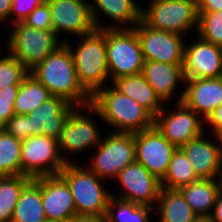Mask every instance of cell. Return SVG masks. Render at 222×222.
<instances>
[{"mask_svg":"<svg viewBox=\"0 0 222 222\" xmlns=\"http://www.w3.org/2000/svg\"><path fill=\"white\" fill-rule=\"evenodd\" d=\"M2 129L21 141L25 140L29 137V131H27V114H15L2 126Z\"/></svg>","mask_w":222,"mask_h":222,"instance_id":"37","label":"cell"},{"mask_svg":"<svg viewBox=\"0 0 222 222\" xmlns=\"http://www.w3.org/2000/svg\"><path fill=\"white\" fill-rule=\"evenodd\" d=\"M20 86L0 90V128L15 115L14 102Z\"/></svg>","mask_w":222,"mask_h":222,"instance_id":"34","label":"cell"},{"mask_svg":"<svg viewBox=\"0 0 222 222\" xmlns=\"http://www.w3.org/2000/svg\"><path fill=\"white\" fill-rule=\"evenodd\" d=\"M213 135L216 142L204 132L180 147L201 179H219L222 174V152Z\"/></svg>","mask_w":222,"mask_h":222,"instance_id":"19","label":"cell"},{"mask_svg":"<svg viewBox=\"0 0 222 222\" xmlns=\"http://www.w3.org/2000/svg\"><path fill=\"white\" fill-rule=\"evenodd\" d=\"M42 202V176L32 179L22 190L11 222H45Z\"/></svg>","mask_w":222,"mask_h":222,"instance_id":"24","label":"cell"},{"mask_svg":"<svg viewBox=\"0 0 222 222\" xmlns=\"http://www.w3.org/2000/svg\"><path fill=\"white\" fill-rule=\"evenodd\" d=\"M68 222H106V218L98 215L75 214Z\"/></svg>","mask_w":222,"mask_h":222,"instance_id":"42","label":"cell"},{"mask_svg":"<svg viewBox=\"0 0 222 222\" xmlns=\"http://www.w3.org/2000/svg\"><path fill=\"white\" fill-rule=\"evenodd\" d=\"M141 21L152 29L185 37L189 31L197 32L198 6L196 0H150L142 7Z\"/></svg>","mask_w":222,"mask_h":222,"instance_id":"6","label":"cell"},{"mask_svg":"<svg viewBox=\"0 0 222 222\" xmlns=\"http://www.w3.org/2000/svg\"><path fill=\"white\" fill-rule=\"evenodd\" d=\"M23 22L33 28L53 29L50 8L46 2L36 7Z\"/></svg>","mask_w":222,"mask_h":222,"instance_id":"35","label":"cell"},{"mask_svg":"<svg viewBox=\"0 0 222 222\" xmlns=\"http://www.w3.org/2000/svg\"><path fill=\"white\" fill-rule=\"evenodd\" d=\"M205 128L210 127L212 134H216L222 129V104L217 107L205 120Z\"/></svg>","mask_w":222,"mask_h":222,"instance_id":"38","label":"cell"},{"mask_svg":"<svg viewBox=\"0 0 222 222\" xmlns=\"http://www.w3.org/2000/svg\"><path fill=\"white\" fill-rule=\"evenodd\" d=\"M194 222H211L209 217H197V219Z\"/></svg>","mask_w":222,"mask_h":222,"instance_id":"44","label":"cell"},{"mask_svg":"<svg viewBox=\"0 0 222 222\" xmlns=\"http://www.w3.org/2000/svg\"><path fill=\"white\" fill-rule=\"evenodd\" d=\"M55 97H61L75 106L91 104V95L80 84L74 60L64 43L44 61L29 71Z\"/></svg>","mask_w":222,"mask_h":222,"instance_id":"2","label":"cell"},{"mask_svg":"<svg viewBox=\"0 0 222 222\" xmlns=\"http://www.w3.org/2000/svg\"><path fill=\"white\" fill-rule=\"evenodd\" d=\"M139 38L144 61L183 64L184 36L155 30L142 21L133 28Z\"/></svg>","mask_w":222,"mask_h":222,"instance_id":"13","label":"cell"},{"mask_svg":"<svg viewBox=\"0 0 222 222\" xmlns=\"http://www.w3.org/2000/svg\"><path fill=\"white\" fill-rule=\"evenodd\" d=\"M196 36L222 47V10L217 12H198Z\"/></svg>","mask_w":222,"mask_h":222,"instance_id":"32","label":"cell"},{"mask_svg":"<svg viewBox=\"0 0 222 222\" xmlns=\"http://www.w3.org/2000/svg\"><path fill=\"white\" fill-rule=\"evenodd\" d=\"M115 179L119 185L121 184V191L116 189L115 194H117H111V196L138 205L156 207L161 183L139 162L134 161L127 165Z\"/></svg>","mask_w":222,"mask_h":222,"instance_id":"12","label":"cell"},{"mask_svg":"<svg viewBox=\"0 0 222 222\" xmlns=\"http://www.w3.org/2000/svg\"><path fill=\"white\" fill-rule=\"evenodd\" d=\"M173 110L165 108L155 116L154 126L177 148L206 132L205 120L182 101L174 103Z\"/></svg>","mask_w":222,"mask_h":222,"instance_id":"11","label":"cell"},{"mask_svg":"<svg viewBox=\"0 0 222 222\" xmlns=\"http://www.w3.org/2000/svg\"><path fill=\"white\" fill-rule=\"evenodd\" d=\"M156 204L157 222H194L198 217L179 190L161 188Z\"/></svg>","mask_w":222,"mask_h":222,"instance_id":"26","label":"cell"},{"mask_svg":"<svg viewBox=\"0 0 222 222\" xmlns=\"http://www.w3.org/2000/svg\"><path fill=\"white\" fill-rule=\"evenodd\" d=\"M42 202L47 221L68 222L77 214L70 187L60 175L42 176Z\"/></svg>","mask_w":222,"mask_h":222,"instance_id":"21","label":"cell"},{"mask_svg":"<svg viewBox=\"0 0 222 222\" xmlns=\"http://www.w3.org/2000/svg\"><path fill=\"white\" fill-rule=\"evenodd\" d=\"M198 37V38H197ZM184 45V79H203L222 77V47L203 40L199 36Z\"/></svg>","mask_w":222,"mask_h":222,"instance_id":"15","label":"cell"},{"mask_svg":"<svg viewBox=\"0 0 222 222\" xmlns=\"http://www.w3.org/2000/svg\"><path fill=\"white\" fill-rule=\"evenodd\" d=\"M45 2L50 8L53 31L59 38L65 33L80 37L95 29L88 0H46Z\"/></svg>","mask_w":222,"mask_h":222,"instance_id":"16","label":"cell"},{"mask_svg":"<svg viewBox=\"0 0 222 222\" xmlns=\"http://www.w3.org/2000/svg\"><path fill=\"white\" fill-rule=\"evenodd\" d=\"M32 180L26 175L0 176V222H11L24 187Z\"/></svg>","mask_w":222,"mask_h":222,"instance_id":"29","label":"cell"},{"mask_svg":"<svg viewBox=\"0 0 222 222\" xmlns=\"http://www.w3.org/2000/svg\"><path fill=\"white\" fill-rule=\"evenodd\" d=\"M92 114H94V107L91 104L76 106L69 114L58 140L59 152L66 163H74V161L78 163L77 157L75 160L72 158V161L71 158L68 159V156L76 153L80 156L82 151L87 152L86 150L90 148H94L95 151L101 143L103 135L100 133L102 129L97 126L98 123Z\"/></svg>","mask_w":222,"mask_h":222,"instance_id":"7","label":"cell"},{"mask_svg":"<svg viewBox=\"0 0 222 222\" xmlns=\"http://www.w3.org/2000/svg\"><path fill=\"white\" fill-rule=\"evenodd\" d=\"M215 135L217 137V140L219 142V146H220V149H221V152H222V129L219 130Z\"/></svg>","mask_w":222,"mask_h":222,"instance_id":"43","label":"cell"},{"mask_svg":"<svg viewBox=\"0 0 222 222\" xmlns=\"http://www.w3.org/2000/svg\"><path fill=\"white\" fill-rule=\"evenodd\" d=\"M89 1L90 13L95 29L134 28L141 21L142 6L139 3L137 4L135 0ZM101 15L106 19L108 18L109 21L111 20L110 25L102 24L101 19H99L103 18Z\"/></svg>","mask_w":222,"mask_h":222,"instance_id":"20","label":"cell"},{"mask_svg":"<svg viewBox=\"0 0 222 222\" xmlns=\"http://www.w3.org/2000/svg\"><path fill=\"white\" fill-rule=\"evenodd\" d=\"M200 179L184 152L177 148L170 160L167 172L160 181L161 188L179 190Z\"/></svg>","mask_w":222,"mask_h":222,"instance_id":"28","label":"cell"},{"mask_svg":"<svg viewBox=\"0 0 222 222\" xmlns=\"http://www.w3.org/2000/svg\"><path fill=\"white\" fill-rule=\"evenodd\" d=\"M21 143L0 128V176L21 175Z\"/></svg>","mask_w":222,"mask_h":222,"instance_id":"31","label":"cell"},{"mask_svg":"<svg viewBox=\"0 0 222 222\" xmlns=\"http://www.w3.org/2000/svg\"><path fill=\"white\" fill-rule=\"evenodd\" d=\"M154 208L138 205L130 201L110 197L106 213V222H151Z\"/></svg>","mask_w":222,"mask_h":222,"instance_id":"30","label":"cell"},{"mask_svg":"<svg viewBox=\"0 0 222 222\" xmlns=\"http://www.w3.org/2000/svg\"><path fill=\"white\" fill-rule=\"evenodd\" d=\"M176 150L177 147L155 126L135 133V161L143 165L159 181L164 178Z\"/></svg>","mask_w":222,"mask_h":222,"instance_id":"14","label":"cell"},{"mask_svg":"<svg viewBox=\"0 0 222 222\" xmlns=\"http://www.w3.org/2000/svg\"><path fill=\"white\" fill-rule=\"evenodd\" d=\"M1 41V40H0ZM0 46H1V43H0ZM1 49V48H0ZM2 51L0 50V59L4 56V54H7V53H5L6 52V50L5 51H3L2 53H1ZM1 54H3V55H1Z\"/></svg>","mask_w":222,"mask_h":222,"instance_id":"46","label":"cell"},{"mask_svg":"<svg viewBox=\"0 0 222 222\" xmlns=\"http://www.w3.org/2000/svg\"><path fill=\"white\" fill-rule=\"evenodd\" d=\"M29 70L7 51L0 59V90L20 86Z\"/></svg>","mask_w":222,"mask_h":222,"instance_id":"33","label":"cell"},{"mask_svg":"<svg viewBox=\"0 0 222 222\" xmlns=\"http://www.w3.org/2000/svg\"><path fill=\"white\" fill-rule=\"evenodd\" d=\"M11 8V0H0V25H3L4 23V25L6 26V24L9 23L8 21L11 13Z\"/></svg>","mask_w":222,"mask_h":222,"instance_id":"41","label":"cell"},{"mask_svg":"<svg viewBox=\"0 0 222 222\" xmlns=\"http://www.w3.org/2000/svg\"><path fill=\"white\" fill-rule=\"evenodd\" d=\"M77 49L72 41L65 39L83 88L92 96L107 86L110 77L107 67L106 29H94L91 33L78 37ZM108 81V82H107Z\"/></svg>","mask_w":222,"mask_h":222,"instance_id":"3","label":"cell"},{"mask_svg":"<svg viewBox=\"0 0 222 222\" xmlns=\"http://www.w3.org/2000/svg\"><path fill=\"white\" fill-rule=\"evenodd\" d=\"M75 107L65 99L55 96L42 103L27 114L29 137L43 134L59 140L64 124Z\"/></svg>","mask_w":222,"mask_h":222,"instance_id":"17","label":"cell"},{"mask_svg":"<svg viewBox=\"0 0 222 222\" xmlns=\"http://www.w3.org/2000/svg\"><path fill=\"white\" fill-rule=\"evenodd\" d=\"M45 1L46 0H11L10 23L7 25L23 21L36 7L41 6Z\"/></svg>","mask_w":222,"mask_h":222,"instance_id":"36","label":"cell"},{"mask_svg":"<svg viewBox=\"0 0 222 222\" xmlns=\"http://www.w3.org/2000/svg\"><path fill=\"white\" fill-rule=\"evenodd\" d=\"M179 191L198 217H209L220 192V181L200 178Z\"/></svg>","mask_w":222,"mask_h":222,"instance_id":"25","label":"cell"},{"mask_svg":"<svg viewBox=\"0 0 222 222\" xmlns=\"http://www.w3.org/2000/svg\"><path fill=\"white\" fill-rule=\"evenodd\" d=\"M219 181H220V191L222 192V174L219 177Z\"/></svg>","mask_w":222,"mask_h":222,"instance_id":"45","label":"cell"},{"mask_svg":"<svg viewBox=\"0 0 222 222\" xmlns=\"http://www.w3.org/2000/svg\"><path fill=\"white\" fill-rule=\"evenodd\" d=\"M111 84L147 109L154 117L165 106L141 73L119 77Z\"/></svg>","mask_w":222,"mask_h":222,"instance_id":"23","label":"cell"},{"mask_svg":"<svg viewBox=\"0 0 222 222\" xmlns=\"http://www.w3.org/2000/svg\"><path fill=\"white\" fill-rule=\"evenodd\" d=\"M94 115L114 130L137 133L154 126L155 117L143 106L119 92L113 85L99 89L91 96Z\"/></svg>","mask_w":222,"mask_h":222,"instance_id":"1","label":"cell"},{"mask_svg":"<svg viewBox=\"0 0 222 222\" xmlns=\"http://www.w3.org/2000/svg\"><path fill=\"white\" fill-rule=\"evenodd\" d=\"M211 222H222V192L220 191L215 200L212 213L209 216Z\"/></svg>","mask_w":222,"mask_h":222,"instance_id":"40","label":"cell"},{"mask_svg":"<svg viewBox=\"0 0 222 222\" xmlns=\"http://www.w3.org/2000/svg\"><path fill=\"white\" fill-rule=\"evenodd\" d=\"M83 162L66 163L59 175L70 187L77 214L106 216L111 194L104 179L90 171Z\"/></svg>","mask_w":222,"mask_h":222,"instance_id":"4","label":"cell"},{"mask_svg":"<svg viewBox=\"0 0 222 222\" xmlns=\"http://www.w3.org/2000/svg\"><path fill=\"white\" fill-rule=\"evenodd\" d=\"M65 164L59 152L57 139L42 134L22 141L21 175L32 179L59 175Z\"/></svg>","mask_w":222,"mask_h":222,"instance_id":"10","label":"cell"},{"mask_svg":"<svg viewBox=\"0 0 222 222\" xmlns=\"http://www.w3.org/2000/svg\"><path fill=\"white\" fill-rule=\"evenodd\" d=\"M198 12H217L222 10V0H196Z\"/></svg>","mask_w":222,"mask_h":222,"instance_id":"39","label":"cell"},{"mask_svg":"<svg viewBox=\"0 0 222 222\" xmlns=\"http://www.w3.org/2000/svg\"><path fill=\"white\" fill-rule=\"evenodd\" d=\"M107 67L112 83L123 76L142 72L144 58L133 28H106Z\"/></svg>","mask_w":222,"mask_h":222,"instance_id":"8","label":"cell"},{"mask_svg":"<svg viewBox=\"0 0 222 222\" xmlns=\"http://www.w3.org/2000/svg\"><path fill=\"white\" fill-rule=\"evenodd\" d=\"M182 65L144 61L141 74L165 105L176 99L172 98L179 86L184 85Z\"/></svg>","mask_w":222,"mask_h":222,"instance_id":"22","label":"cell"},{"mask_svg":"<svg viewBox=\"0 0 222 222\" xmlns=\"http://www.w3.org/2000/svg\"><path fill=\"white\" fill-rule=\"evenodd\" d=\"M182 88L176 103L182 101L204 120L222 104V77L185 79Z\"/></svg>","mask_w":222,"mask_h":222,"instance_id":"18","label":"cell"},{"mask_svg":"<svg viewBox=\"0 0 222 222\" xmlns=\"http://www.w3.org/2000/svg\"><path fill=\"white\" fill-rule=\"evenodd\" d=\"M5 48L29 71L60 48L65 40L60 39L53 29H38L23 21L11 24Z\"/></svg>","mask_w":222,"mask_h":222,"instance_id":"5","label":"cell"},{"mask_svg":"<svg viewBox=\"0 0 222 222\" xmlns=\"http://www.w3.org/2000/svg\"><path fill=\"white\" fill-rule=\"evenodd\" d=\"M52 97L50 91L29 73L18 89L14 102L15 114H29Z\"/></svg>","mask_w":222,"mask_h":222,"instance_id":"27","label":"cell"},{"mask_svg":"<svg viewBox=\"0 0 222 222\" xmlns=\"http://www.w3.org/2000/svg\"><path fill=\"white\" fill-rule=\"evenodd\" d=\"M108 132L96 147L89 164L83 163L98 177L114 179L130 163L135 161V133Z\"/></svg>","mask_w":222,"mask_h":222,"instance_id":"9","label":"cell"}]
</instances>
